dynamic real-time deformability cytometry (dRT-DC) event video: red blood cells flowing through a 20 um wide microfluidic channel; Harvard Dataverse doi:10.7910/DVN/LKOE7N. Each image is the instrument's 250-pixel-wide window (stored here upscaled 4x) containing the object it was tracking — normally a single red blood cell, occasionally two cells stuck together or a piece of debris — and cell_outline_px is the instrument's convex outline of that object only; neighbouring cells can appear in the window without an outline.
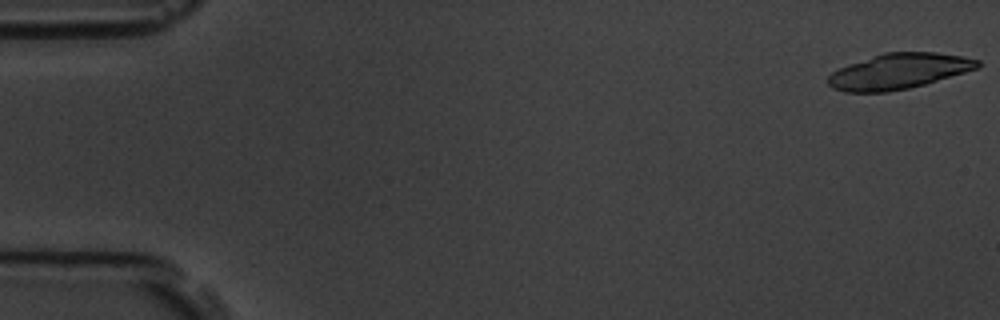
{"species": "common noctule bat (a hibernating species)", "species_latin": "Nyctalus noctula", "temperature_condition": "room temperature", "stored_images_in_passage": 11, "camera_frame_rate_fps": 3000, "um_per_image_px": 0.085, "animal": {"sex": "male", "body_mass_g": 19.5, "forearm_length_mm": 54.6}, "frame": {"image": 1, "passage_image": 1, "time_ms": 0.0, "image_size_px": [1000, 320], "cell_outline_px": [[980, 68], [924, 84], [908, 88], [888, 92], [844, 92], [832, 88], [828, 84], [828, 76], [832, 72], [840, 68], [884, 52], [936, 52], [960, 56], [980, 60]], "centroid_in_image_um": [76.41, 6.06], "position_along_channel_um": 8.6, "area_um2": 30.69}}
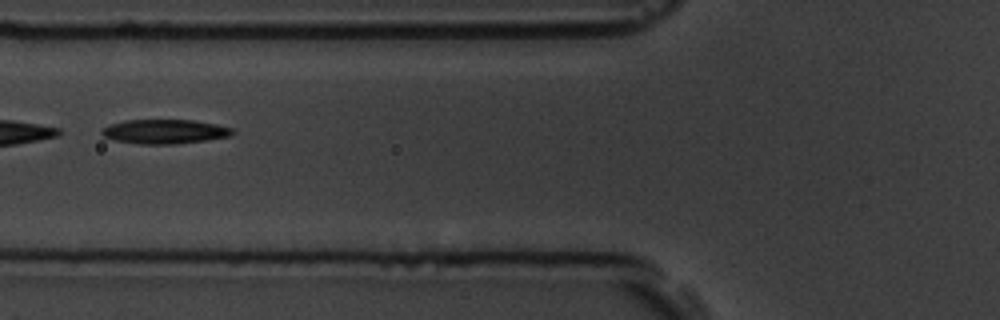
{"frame": {"image": 2, "passage_image": 7, "time_ms": 6.667, "image_size_px": [1000, 320], "cell_outline_px": [[236, 132], [228, 136], [204, 140], [172, 144], [140, 144], [116, 140], [104, 136], [100, 132], [100, 128], [108, 124], [124, 120], [196, 120], [216, 124], [232, 128]], "centroid_in_image_um": [13.95, 11.17], "position_along_channel_um": 111.8, "area_um2": 18.5}}
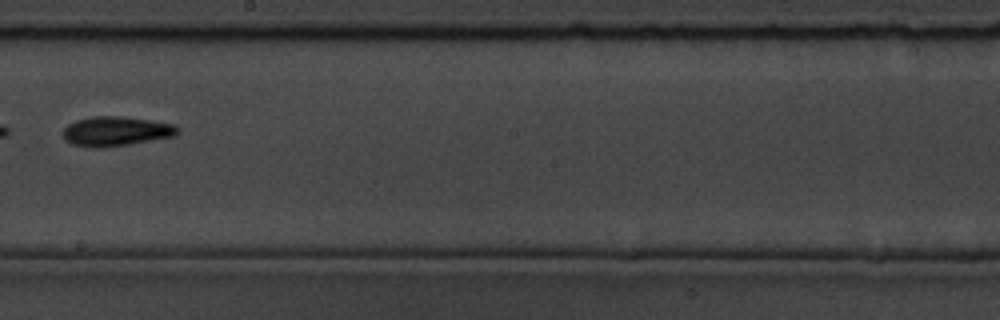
{"frame": {"image": 3, "passage_image": 10, "time_ms": 10.0, "image_size_px": [1000, 320], "cell_outline_px": [[180, 132], [176, 136], [128, 144], [72, 144], [64, 140], [60, 132], [68, 124], [76, 120], [92, 116], [120, 116], [152, 120], [176, 124], [180, 128]], "centroid_in_image_um": [9.93, 11.09], "position_along_channel_um": 238.3, "area_um2": 19.19}}